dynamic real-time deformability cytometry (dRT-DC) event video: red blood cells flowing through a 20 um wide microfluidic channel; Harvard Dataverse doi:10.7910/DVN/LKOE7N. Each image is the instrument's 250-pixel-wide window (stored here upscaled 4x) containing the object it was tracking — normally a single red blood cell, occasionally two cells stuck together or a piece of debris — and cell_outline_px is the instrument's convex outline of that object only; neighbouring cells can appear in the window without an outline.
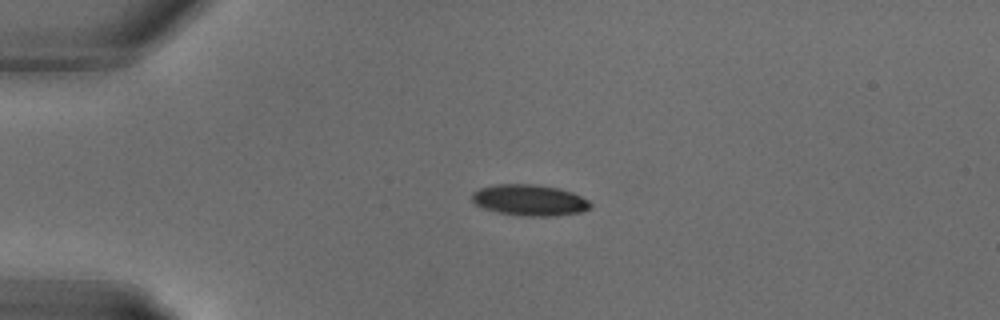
{"species": "common noctule bat (a hibernating species)", "species_latin": "Nyctalus noctula", "temperature_condition": "warm", "stored_images_in_passage": 5, "camera_frame_rate_fps": 3000, "um_per_image_px": 0.085, "animal": {"sex": "male", "body_mass_g": 18.8}, "frame": {"image": 1, "passage_image": 1, "time_ms": 0.0, "image_size_px": [1000, 320], "cell_outline_px": [[592, 208], [580, 212], [552, 216], [524, 216], [496, 212], [484, 208], [476, 204], [472, 200], [472, 192], [476, 188], [496, 184], [536, 184], [560, 188], [572, 192], [588, 200], [592, 204]], "centroid_in_image_um": [45.0, 17.0], "position_along_channel_um": 40.0, "area_um2": 21.68}}
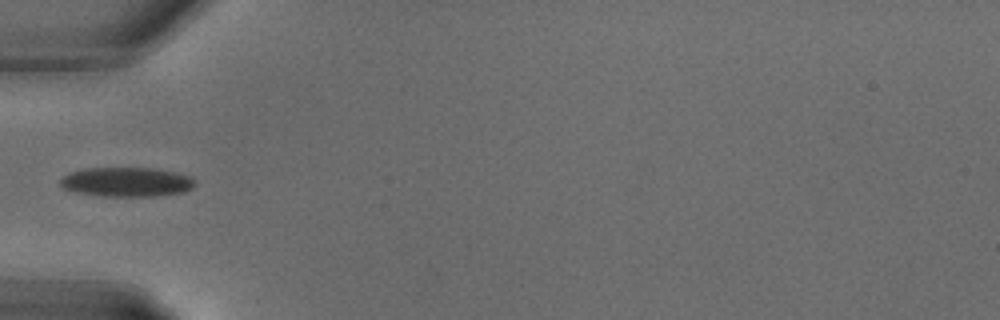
{"frame": {"image": 2, "passage_image": 4, "time_ms": 1.0, "image_size_px": [1000, 320], "cell_outline_px": [[196, 184], [192, 188], [184, 192], [152, 196], [104, 196], [76, 192], [64, 188], [60, 184], [60, 180], [68, 172], [84, 168], [156, 168], [192, 176]], "centroid_in_image_um": [10.77, 15.46], "position_along_channel_um": 74.2, "area_um2": 23.12}}